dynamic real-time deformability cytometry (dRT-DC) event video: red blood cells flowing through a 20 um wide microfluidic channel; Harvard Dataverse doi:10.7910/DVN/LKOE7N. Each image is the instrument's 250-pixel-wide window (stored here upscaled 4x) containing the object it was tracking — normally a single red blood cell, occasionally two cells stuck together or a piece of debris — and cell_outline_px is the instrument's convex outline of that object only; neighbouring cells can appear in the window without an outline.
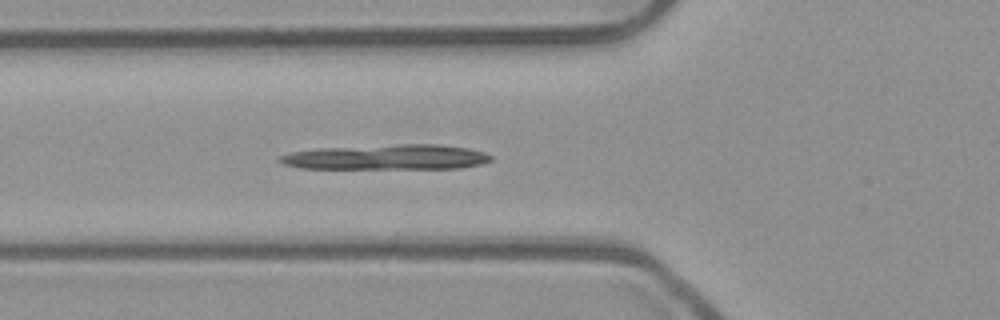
{"species": "common noctule bat (a hibernating species)", "species_latin": "Nyctalus noctula", "temperature_condition": "room temperature", "stored_images_in_passage": 24, "segment_of_instrument_passage": [1, 2], "camera_frame_rate_fps": 3000, "um_per_image_px": 0.085, "animal": {"sex": "male", "body_mass_g": 23.1, "forearm_length_mm": 52.7}, "frame": {"image": 1, "passage_image": 8, "time_ms": 2.333, "image_size_px": [1000, 320], "cell_outline_px": [[492, 160], [480, 164], [460, 168], [300, 168], [284, 164], [276, 160], [280, 156], [292, 152], [320, 148], [400, 144], [440, 144], [468, 148], [484, 152], [492, 156]], "centroid_in_image_um": [32.89, 13.35], "position_along_channel_um": 92.9, "area_um2": 30.75}}
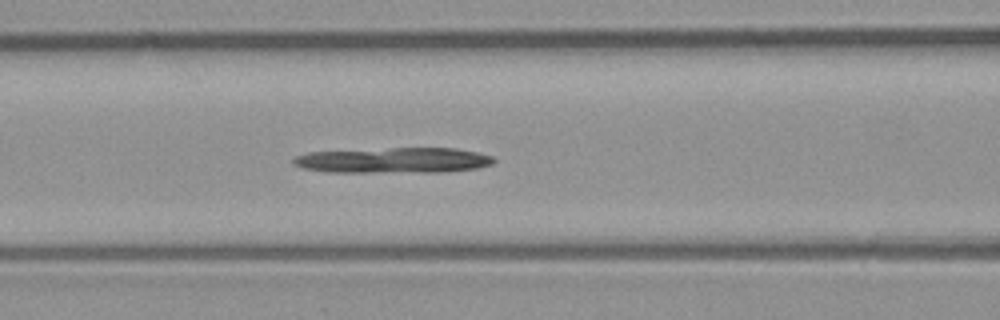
{"frame": {"image": 2, "passage_image": 11, "time_ms": 3.333, "image_size_px": [1000, 320], "cell_outline_px": [[496, 160], [492, 164], [476, 168], [448, 172], [328, 172], [304, 168], [292, 164], [292, 160], [296, 156], [308, 152], [392, 148], [456, 148], [476, 152], [492, 156]], "centroid_in_image_um": [33.46, 13.63], "position_along_channel_um": 133.1, "area_um2": 29.82}}